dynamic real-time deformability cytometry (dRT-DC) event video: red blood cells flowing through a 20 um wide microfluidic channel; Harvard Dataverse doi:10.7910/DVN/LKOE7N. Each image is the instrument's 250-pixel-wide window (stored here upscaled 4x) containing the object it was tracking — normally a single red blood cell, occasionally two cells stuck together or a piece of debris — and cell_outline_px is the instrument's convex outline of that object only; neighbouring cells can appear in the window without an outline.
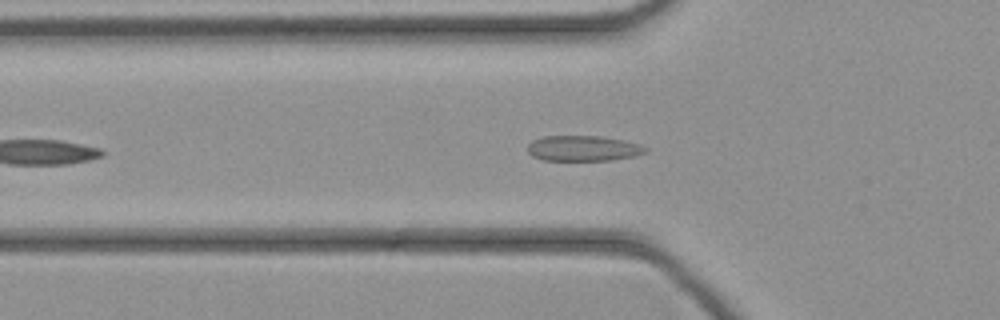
{"species": "common noctule bat (a hibernating species)", "species_latin": "Nyctalus noctula", "temperature_condition": "cold", "stored_images_in_passage": 23, "camera_frame_rate_fps": 3000, "um_per_image_px": 0.085, "animal": {"sex": "female", "body_mass_g": 21.9}, "frame": {"image": 1, "passage_image": 8, "time_ms": 2.333, "image_size_px": [1000, 320], "cell_outline_px": [[648, 152], [636, 156], [612, 160], [544, 160], [532, 156], [528, 152], [528, 144], [532, 140], [544, 136], [600, 136], [624, 140], [640, 144], [648, 148]], "centroid_in_image_um": [49.61, 12.61], "position_along_channel_um": 76.2, "area_um2": 17.63}}
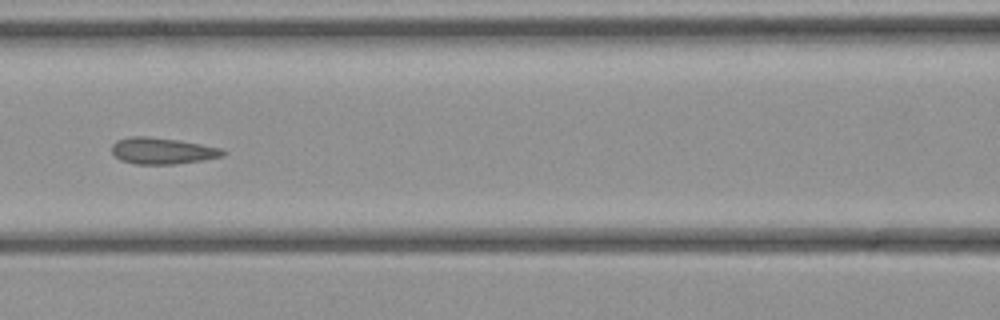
{"frame": {"image": 2, "passage_image": 13, "time_ms": 4.0, "image_size_px": [1000, 320], "cell_outline_px": [[228, 152], [224, 156], [176, 164], [136, 164], [120, 160], [112, 152], [112, 144], [116, 140], [132, 136], [148, 136], [180, 140], [220, 148]], "centroid_in_image_um": [13.79, 12.81], "position_along_channel_um": 152.8, "area_um2": 17.11}}
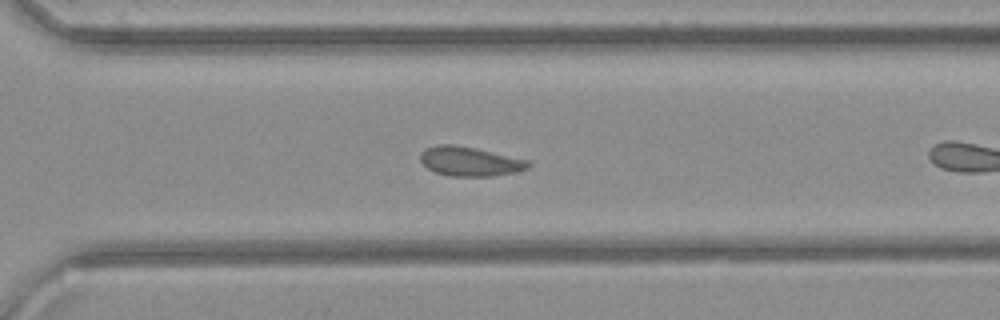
{"frame": {"image": 3, "passage_image": 22, "time_ms": 7.0, "image_size_px": [1000, 320], "cell_outline_px": [[532, 164], [528, 168], [516, 172], [492, 176], [452, 176], [436, 172], [428, 168], [420, 160], [420, 152], [424, 148], [436, 144], [452, 144], [476, 148], [528, 160]], "centroid_in_image_um": [39.93, 13.71], "position_along_channel_um": 330.7, "area_um2": 18.5}}